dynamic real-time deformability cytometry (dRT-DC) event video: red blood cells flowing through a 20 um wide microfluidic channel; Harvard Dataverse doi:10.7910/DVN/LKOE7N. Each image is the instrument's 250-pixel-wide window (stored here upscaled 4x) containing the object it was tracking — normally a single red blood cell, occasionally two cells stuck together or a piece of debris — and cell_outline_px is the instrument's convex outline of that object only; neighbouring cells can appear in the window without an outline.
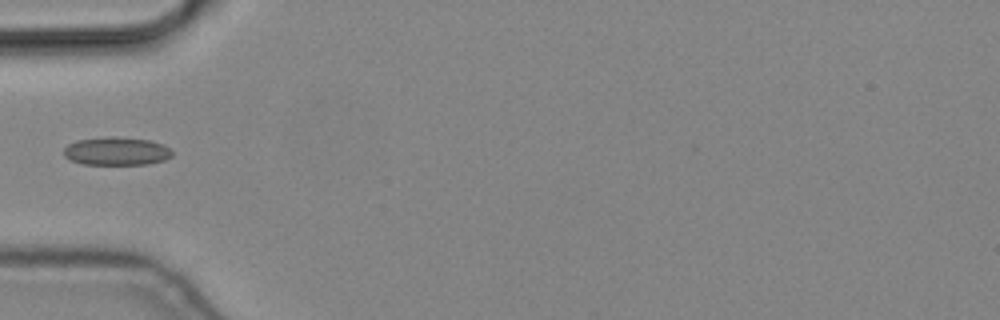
{"species": "common noctule bat (a hibernating species)", "species_latin": "Nyctalus noctula", "temperature_condition": "cold", "stored_images_in_passage": 1, "camera_frame_rate_fps": 3000, "um_per_image_px": 0.085, "animal": {"sex": "male", "body_mass_g": 19.2, "forearm_length_mm": 51.8}, "frame": {"image": 1, "passage_image": 1, "time_ms": 0.0, "image_size_px": [1000, 320], "cell_outline_px": [[172, 156], [164, 160], [148, 164], [84, 164], [72, 160], [64, 156], [64, 148], [68, 144], [76, 140], [112, 136], [152, 140], [164, 144], [172, 152]], "centroid_in_image_um": [9.92, 12.84], "position_along_channel_um": 75.1, "area_um2": 17.8}}